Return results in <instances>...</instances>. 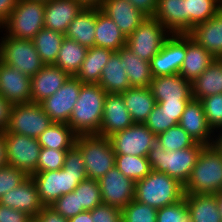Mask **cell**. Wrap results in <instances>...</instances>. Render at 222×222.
Segmentation results:
<instances>
[{"label":"cell","instance_id":"obj_21","mask_svg":"<svg viewBox=\"0 0 222 222\" xmlns=\"http://www.w3.org/2000/svg\"><path fill=\"white\" fill-rule=\"evenodd\" d=\"M150 89L156 103L160 101H190L193 98L191 82L180 74L153 77Z\"/></svg>","mask_w":222,"mask_h":222},{"label":"cell","instance_id":"obj_32","mask_svg":"<svg viewBox=\"0 0 222 222\" xmlns=\"http://www.w3.org/2000/svg\"><path fill=\"white\" fill-rule=\"evenodd\" d=\"M117 52L123 59V68L126 71L130 87H150L153 78L150 62L139 58L126 46Z\"/></svg>","mask_w":222,"mask_h":222},{"label":"cell","instance_id":"obj_16","mask_svg":"<svg viewBox=\"0 0 222 222\" xmlns=\"http://www.w3.org/2000/svg\"><path fill=\"white\" fill-rule=\"evenodd\" d=\"M0 95L12 105L32 102L31 78L17 68L1 62Z\"/></svg>","mask_w":222,"mask_h":222},{"label":"cell","instance_id":"obj_36","mask_svg":"<svg viewBox=\"0 0 222 222\" xmlns=\"http://www.w3.org/2000/svg\"><path fill=\"white\" fill-rule=\"evenodd\" d=\"M87 51L88 47L65 37L53 65L67 72L70 76H75L85 59Z\"/></svg>","mask_w":222,"mask_h":222},{"label":"cell","instance_id":"obj_50","mask_svg":"<svg viewBox=\"0 0 222 222\" xmlns=\"http://www.w3.org/2000/svg\"><path fill=\"white\" fill-rule=\"evenodd\" d=\"M188 102L189 101H160L156 104L170 116L175 117V120L179 123Z\"/></svg>","mask_w":222,"mask_h":222},{"label":"cell","instance_id":"obj_45","mask_svg":"<svg viewBox=\"0 0 222 222\" xmlns=\"http://www.w3.org/2000/svg\"><path fill=\"white\" fill-rule=\"evenodd\" d=\"M156 222H191L185 198L174 204L157 209Z\"/></svg>","mask_w":222,"mask_h":222},{"label":"cell","instance_id":"obj_18","mask_svg":"<svg viewBox=\"0 0 222 222\" xmlns=\"http://www.w3.org/2000/svg\"><path fill=\"white\" fill-rule=\"evenodd\" d=\"M0 204L21 211L30 217H36L44 208L31 176L16 188L6 192L0 198Z\"/></svg>","mask_w":222,"mask_h":222},{"label":"cell","instance_id":"obj_3","mask_svg":"<svg viewBox=\"0 0 222 222\" xmlns=\"http://www.w3.org/2000/svg\"><path fill=\"white\" fill-rule=\"evenodd\" d=\"M185 194H211L222 192V150L205 145L184 185Z\"/></svg>","mask_w":222,"mask_h":222},{"label":"cell","instance_id":"obj_53","mask_svg":"<svg viewBox=\"0 0 222 222\" xmlns=\"http://www.w3.org/2000/svg\"><path fill=\"white\" fill-rule=\"evenodd\" d=\"M136 9L147 17H153L157 9L158 0H128Z\"/></svg>","mask_w":222,"mask_h":222},{"label":"cell","instance_id":"obj_17","mask_svg":"<svg viewBox=\"0 0 222 222\" xmlns=\"http://www.w3.org/2000/svg\"><path fill=\"white\" fill-rule=\"evenodd\" d=\"M196 142L204 145L216 143L217 134L207 123L206 115L200 100L191 99L178 123Z\"/></svg>","mask_w":222,"mask_h":222},{"label":"cell","instance_id":"obj_2","mask_svg":"<svg viewBox=\"0 0 222 222\" xmlns=\"http://www.w3.org/2000/svg\"><path fill=\"white\" fill-rule=\"evenodd\" d=\"M106 94L99 84L81 85L79 97L67 123L77 135H98Z\"/></svg>","mask_w":222,"mask_h":222},{"label":"cell","instance_id":"obj_37","mask_svg":"<svg viewBox=\"0 0 222 222\" xmlns=\"http://www.w3.org/2000/svg\"><path fill=\"white\" fill-rule=\"evenodd\" d=\"M65 34L51 29H41L32 39L40 59L46 64H54Z\"/></svg>","mask_w":222,"mask_h":222},{"label":"cell","instance_id":"obj_35","mask_svg":"<svg viewBox=\"0 0 222 222\" xmlns=\"http://www.w3.org/2000/svg\"><path fill=\"white\" fill-rule=\"evenodd\" d=\"M77 134L67 123L53 122L37 137L41 147L69 150L75 145Z\"/></svg>","mask_w":222,"mask_h":222},{"label":"cell","instance_id":"obj_13","mask_svg":"<svg viewBox=\"0 0 222 222\" xmlns=\"http://www.w3.org/2000/svg\"><path fill=\"white\" fill-rule=\"evenodd\" d=\"M82 84L75 76H70L53 95L39 103L53 122H69Z\"/></svg>","mask_w":222,"mask_h":222},{"label":"cell","instance_id":"obj_55","mask_svg":"<svg viewBox=\"0 0 222 222\" xmlns=\"http://www.w3.org/2000/svg\"><path fill=\"white\" fill-rule=\"evenodd\" d=\"M18 1L19 0H0V26L7 21V18Z\"/></svg>","mask_w":222,"mask_h":222},{"label":"cell","instance_id":"obj_42","mask_svg":"<svg viewBox=\"0 0 222 222\" xmlns=\"http://www.w3.org/2000/svg\"><path fill=\"white\" fill-rule=\"evenodd\" d=\"M157 209L133 199L122 209V222H156Z\"/></svg>","mask_w":222,"mask_h":222},{"label":"cell","instance_id":"obj_9","mask_svg":"<svg viewBox=\"0 0 222 222\" xmlns=\"http://www.w3.org/2000/svg\"><path fill=\"white\" fill-rule=\"evenodd\" d=\"M171 33L154 17L146 19L127 37L126 47L145 61L151 59L162 49Z\"/></svg>","mask_w":222,"mask_h":222},{"label":"cell","instance_id":"obj_46","mask_svg":"<svg viewBox=\"0 0 222 222\" xmlns=\"http://www.w3.org/2000/svg\"><path fill=\"white\" fill-rule=\"evenodd\" d=\"M144 124L157 136L178 122L156 104Z\"/></svg>","mask_w":222,"mask_h":222},{"label":"cell","instance_id":"obj_49","mask_svg":"<svg viewBox=\"0 0 222 222\" xmlns=\"http://www.w3.org/2000/svg\"><path fill=\"white\" fill-rule=\"evenodd\" d=\"M93 222H122V209L102 203L91 211Z\"/></svg>","mask_w":222,"mask_h":222},{"label":"cell","instance_id":"obj_22","mask_svg":"<svg viewBox=\"0 0 222 222\" xmlns=\"http://www.w3.org/2000/svg\"><path fill=\"white\" fill-rule=\"evenodd\" d=\"M70 77V75L53 64L44 65L31 77L32 102L40 103L53 95Z\"/></svg>","mask_w":222,"mask_h":222},{"label":"cell","instance_id":"obj_14","mask_svg":"<svg viewBox=\"0 0 222 222\" xmlns=\"http://www.w3.org/2000/svg\"><path fill=\"white\" fill-rule=\"evenodd\" d=\"M186 56V34H171L162 49L151 59L153 77L179 74Z\"/></svg>","mask_w":222,"mask_h":222},{"label":"cell","instance_id":"obj_44","mask_svg":"<svg viewBox=\"0 0 222 222\" xmlns=\"http://www.w3.org/2000/svg\"><path fill=\"white\" fill-rule=\"evenodd\" d=\"M67 150L41 147L36 173L60 170L64 166Z\"/></svg>","mask_w":222,"mask_h":222},{"label":"cell","instance_id":"obj_56","mask_svg":"<svg viewBox=\"0 0 222 222\" xmlns=\"http://www.w3.org/2000/svg\"><path fill=\"white\" fill-rule=\"evenodd\" d=\"M8 165L6 142L3 132H0V168Z\"/></svg>","mask_w":222,"mask_h":222},{"label":"cell","instance_id":"obj_24","mask_svg":"<svg viewBox=\"0 0 222 222\" xmlns=\"http://www.w3.org/2000/svg\"><path fill=\"white\" fill-rule=\"evenodd\" d=\"M187 34L215 58H222V8L208 21L194 26Z\"/></svg>","mask_w":222,"mask_h":222},{"label":"cell","instance_id":"obj_27","mask_svg":"<svg viewBox=\"0 0 222 222\" xmlns=\"http://www.w3.org/2000/svg\"><path fill=\"white\" fill-rule=\"evenodd\" d=\"M121 96L133 122L144 124L156 105L150 87H130Z\"/></svg>","mask_w":222,"mask_h":222},{"label":"cell","instance_id":"obj_23","mask_svg":"<svg viewBox=\"0 0 222 222\" xmlns=\"http://www.w3.org/2000/svg\"><path fill=\"white\" fill-rule=\"evenodd\" d=\"M82 9L75 0H45L44 27L65 34Z\"/></svg>","mask_w":222,"mask_h":222},{"label":"cell","instance_id":"obj_58","mask_svg":"<svg viewBox=\"0 0 222 222\" xmlns=\"http://www.w3.org/2000/svg\"><path fill=\"white\" fill-rule=\"evenodd\" d=\"M83 8H100L103 0H75Z\"/></svg>","mask_w":222,"mask_h":222},{"label":"cell","instance_id":"obj_52","mask_svg":"<svg viewBox=\"0 0 222 222\" xmlns=\"http://www.w3.org/2000/svg\"><path fill=\"white\" fill-rule=\"evenodd\" d=\"M36 217L40 222H68V219L63 217L51 206H44Z\"/></svg>","mask_w":222,"mask_h":222},{"label":"cell","instance_id":"obj_28","mask_svg":"<svg viewBox=\"0 0 222 222\" xmlns=\"http://www.w3.org/2000/svg\"><path fill=\"white\" fill-rule=\"evenodd\" d=\"M127 38L100 8H96L95 46L117 52L126 46Z\"/></svg>","mask_w":222,"mask_h":222},{"label":"cell","instance_id":"obj_57","mask_svg":"<svg viewBox=\"0 0 222 222\" xmlns=\"http://www.w3.org/2000/svg\"><path fill=\"white\" fill-rule=\"evenodd\" d=\"M68 222H93L90 211H84L68 219Z\"/></svg>","mask_w":222,"mask_h":222},{"label":"cell","instance_id":"obj_51","mask_svg":"<svg viewBox=\"0 0 222 222\" xmlns=\"http://www.w3.org/2000/svg\"><path fill=\"white\" fill-rule=\"evenodd\" d=\"M30 218L21 211L0 204V222H27Z\"/></svg>","mask_w":222,"mask_h":222},{"label":"cell","instance_id":"obj_31","mask_svg":"<svg viewBox=\"0 0 222 222\" xmlns=\"http://www.w3.org/2000/svg\"><path fill=\"white\" fill-rule=\"evenodd\" d=\"M192 97L201 100L213 94L222 93V58L214 61L191 82Z\"/></svg>","mask_w":222,"mask_h":222},{"label":"cell","instance_id":"obj_19","mask_svg":"<svg viewBox=\"0 0 222 222\" xmlns=\"http://www.w3.org/2000/svg\"><path fill=\"white\" fill-rule=\"evenodd\" d=\"M133 124L134 122L121 94L107 93L98 135L109 137Z\"/></svg>","mask_w":222,"mask_h":222},{"label":"cell","instance_id":"obj_4","mask_svg":"<svg viewBox=\"0 0 222 222\" xmlns=\"http://www.w3.org/2000/svg\"><path fill=\"white\" fill-rule=\"evenodd\" d=\"M204 146L197 142L190 148L166 151L156 141L149 150L147 159L153 171L166 173L185 185Z\"/></svg>","mask_w":222,"mask_h":222},{"label":"cell","instance_id":"obj_12","mask_svg":"<svg viewBox=\"0 0 222 222\" xmlns=\"http://www.w3.org/2000/svg\"><path fill=\"white\" fill-rule=\"evenodd\" d=\"M109 140L115 154L147 157L156 135L145 124L134 123L109 136Z\"/></svg>","mask_w":222,"mask_h":222},{"label":"cell","instance_id":"obj_26","mask_svg":"<svg viewBox=\"0 0 222 222\" xmlns=\"http://www.w3.org/2000/svg\"><path fill=\"white\" fill-rule=\"evenodd\" d=\"M186 0H158L153 17L171 34H186Z\"/></svg>","mask_w":222,"mask_h":222},{"label":"cell","instance_id":"obj_1","mask_svg":"<svg viewBox=\"0 0 222 222\" xmlns=\"http://www.w3.org/2000/svg\"><path fill=\"white\" fill-rule=\"evenodd\" d=\"M31 177L44 206L52 205L59 197L73 192L81 181L87 179L81 151L74 145L66 152L63 168L38 172Z\"/></svg>","mask_w":222,"mask_h":222},{"label":"cell","instance_id":"obj_29","mask_svg":"<svg viewBox=\"0 0 222 222\" xmlns=\"http://www.w3.org/2000/svg\"><path fill=\"white\" fill-rule=\"evenodd\" d=\"M96 8H83L71 21L65 37L86 47L95 46Z\"/></svg>","mask_w":222,"mask_h":222},{"label":"cell","instance_id":"obj_60","mask_svg":"<svg viewBox=\"0 0 222 222\" xmlns=\"http://www.w3.org/2000/svg\"><path fill=\"white\" fill-rule=\"evenodd\" d=\"M216 144L222 150V131L217 133Z\"/></svg>","mask_w":222,"mask_h":222},{"label":"cell","instance_id":"obj_54","mask_svg":"<svg viewBox=\"0 0 222 222\" xmlns=\"http://www.w3.org/2000/svg\"><path fill=\"white\" fill-rule=\"evenodd\" d=\"M12 104L0 95V132L8 128Z\"/></svg>","mask_w":222,"mask_h":222},{"label":"cell","instance_id":"obj_33","mask_svg":"<svg viewBox=\"0 0 222 222\" xmlns=\"http://www.w3.org/2000/svg\"><path fill=\"white\" fill-rule=\"evenodd\" d=\"M113 53L114 51L107 48L89 47L85 59L75 77L82 83L98 84L103 67Z\"/></svg>","mask_w":222,"mask_h":222},{"label":"cell","instance_id":"obj_38","mask_svg":"<svg viewBox=\"0 0 222 222\" xmlns=\"http://www.w3.org/2000/svg\"><path fill=\"white\" fill-rule=\"evenodd\" d=\"M221 8L220 0H186V34L194 26L208 21Z\"/></svg>","mask_w":222,"mask_h":222},{"label":"cell","instance_id":"obj_48","mask_svg":"<svg viewBox=\"0 0 222 222\" xmlns=\"http://www.w3.org/2000/svg\"><path fill=\"white\" fill-rule=\"evenodd\" d=\"M29 177L24 171H21L10 165L0 168V198L8 191L19 186Z\"/></svg>","mask_w":222,"mask_h":222},{"label":"cell","instance_id":"obj_7","mask_svg":"<svg viewBox=\"0 0 222 222\" xmlns=\"http://www.w3.org/2000/svg\"><path fill=\"white\" fill-rule=\"evenodd\" d=\"M75 146L83 156L88 179L99 180L115 166V152L109 137L78 135Z\"/></svg>","mask_w":222,"mask_h":222},{"label":"cell","instance_id":"obj_43","mask_svg":"<svg viewBox=\"0 0 222 222\" xmlns=\"http://www.w3.org/2000/svg\"><path fill=\"white\" fill-rule=\"evenodd\" d=\"M207 123L217 134L222 131V93L213 94L200 100Z\"/></svg>","mask_w":222,"mask_h":222},{"label":"cell","instance_id":"obj_11","mask_svg":"<svg viewBox=\"0 0 222 222\" xmlns=\"http://www.w3.org/2000/svg\"><path fill=\"white\" fill-rule=\"evenodd\" d=\"M8 165L24 171L28 176L36 173L41 146L37 138L3 131Z\"/></svg>","mask_w":222,"mask_h":222},{"label":"cell","instance_id":"obj_61","mask_svg":"<svg viewBox=\"0 0 222 222\" xmlns=\"http://www.w3.org/2000/svg\"><path fill=\"white\" fill-rule=\"evenodd\" d=\"M27 222H40L37 217H31Z\"/></svg>","mask_w":222,"mask_h":222},{"label":"cell","instance_id":"obj_10","mask_svg":"<svg viewBox=\"0 0 222 222\" xmlns=\"http://www.w3.org/2000/svg\"><path fill=\"white\" fill-rule=\"evenodd\" d=\"M52 123L53 121L39 103L14 104L11 108L9 125L6 131L37 138Z\"/></svg>","mask_w":222,"mask_h":222},{"label":"cell","instance_id":"obj_20","mask_svg":"<svg viewBox=\"0 0 222 222\" xmlns=\"http://www.w3.org/2000/svg\"><path fill=\"white\" fill-rule=\"evenodd\" d=\"M100 10L114 21L126 38L147 17L128 0H103Z\"/></svg>","mask_w":222,"mask_h":222},{"label":"cell","instance_id":"obj_59","mask_svg":"<svg viewBox=\"0 0 222 222\" xmlns=\"http://www.w3.org/2000/svg\"><path fill=\"white\" fill-rule=\"evenodd\" d=\"M217 208L222 219V192L215 194Z\"/></svg>","mask_w":222,"mask_h":222},{"label":"cell","instance_id":"obj_30","mask_svg":"<svg viewBox=\"0 0 222 222\" xmlns=\"http://www.w3.org/2000/svg\"><path fill=\"white\" fill-rule=\"evenodd\" d=\"M98 84L106 93L121 94L130 88L123 59L118 52H114L103 67Z\"/></svg>","mask_w":222,"mask_h":222},{"label":"cell","instance_id":"obj_5","mask_svg":"<svg viewBox=\"0 0 222 222\" xmlns=\"http://www.w3.org/2000/svg\"><path fill=\"white\" fill-rule=\"evenodd\" d=\"M184 185L166 173L151 171L135 182V200L155 209L174 204L184 198Z\"/></svg>","mask_w":222,"mask_h":222},{"label":"cell","instance_id":"obj_40","mask_svg":"<svg viewBox=\"0 0 222 222\" xmlns=\"http://www.w3.org/2000/svg\"><path fill=\"white\" fill-rule=\"evenodd\" d=\"M156 141L166 151L190 148L197 143L179 124L159 133L156 136Z\"/></svg>","mask_w":222,"mask_h":222},{"label":"cell","instance_id":"obj_6","mask_svg":"<svg viewBox=\"0 0 222 222\" xmlns=\"http://www.w3.org/2000/svg\"><path fill=\"white\" fill-rule=\"evenodd\" d=\"M44 13L45 0H19L1 26L2 33L16 39L32 40L44 28Z\"/></svg>","mask_w":222,"mask_h":222},{"label":"cell","instance_id":"obj_8","mask_svg":"<svg viewBox=\"0 0 222 222\" xmlns=\"http://www.w3.org/2000/svg\"><path fill=\"white\" fill-rule=\"evenodd\" d=\"M0 60L30 78L45 65L32 40L16 39L3 33L0 36Z\"/></svg>","mask_w":222,"mask_h":222},{"label":"cell","instance_id":"obj_25","mask_svg":"<svg viewBox=\"0 0 222 222\" xmlns=\"http://www.w3.org/2000/svg\"><path fill=\"white\" fill-rule=\"evenodd\" d=\"M215 57L203 46L186 34V56L179 71L187 81H194L213 61Z\"/></svg>","mask_w":222,"mask_h":222},{"label":"cell","instance_id":"obj_15","mask_svg":"<svg viewBox=\"0 0 222 222\" xmlns=\"http://www.w3.org/2000/svg\"><path fill=\"white\" fill-rule=\"evenodd\" d=\"M102 202L123 209L135 198V182L125 177L116 166L99 180Z\"/></svg>","mask_w":222,"mask_h":222},{"label":"cell","instance_id":"obj_47","mask_svg":"<svg viewBox=\"0 0 222 222\" xmlns=\"http://www.w3.org/2000/svg\"><path fill=\"white\" fill-rule=\"evenodd\" d=\"M50 206L66 219L85 211L79 207L78 192L75 191L62 195Z\"/></svg>","mask_w":222,"mask_h":222},{"label":"cell","instance_id":"obj_39","mask_svg":"<svg viewBox=\"0 0 222 222\" xmlns=\"http://www.w3.org/2000/svg\"><path fill=\"white\" fill-rule=\"evenodd\" d=\"M115 166L134 182L143 179L152 171L147 157L144 156L115 154Z\"/></svg>","mask_w":222,"mask_h":222},{"label":"cell","instance_id":"obj_34","mask_svg":"<svg viewBox=\"0 0 222 222\" xmlns=\"http://www.w3.org/2000/svg\"><path fill=\"white\" fill-rule=\"evenodd\" d=\"M191 222H222L215 194H185Z\"/></svg>","mask_w":222,"mask_h":222},{"label":"cell","instance_id":"obj_41","mask_svg":"<svg viewBox=\"0 0 222 222\" xmlns=\"http://www.w3.org/2000/svg\"><path fill=\"white\" fill-rule=\"evenodd\" d=\"M74 191L78 192L79 207L85 211H91L103 203L98 180L87 178L81 181Z\"/></svg>","mask_w":222,"mask_h":222}]
</instances>
